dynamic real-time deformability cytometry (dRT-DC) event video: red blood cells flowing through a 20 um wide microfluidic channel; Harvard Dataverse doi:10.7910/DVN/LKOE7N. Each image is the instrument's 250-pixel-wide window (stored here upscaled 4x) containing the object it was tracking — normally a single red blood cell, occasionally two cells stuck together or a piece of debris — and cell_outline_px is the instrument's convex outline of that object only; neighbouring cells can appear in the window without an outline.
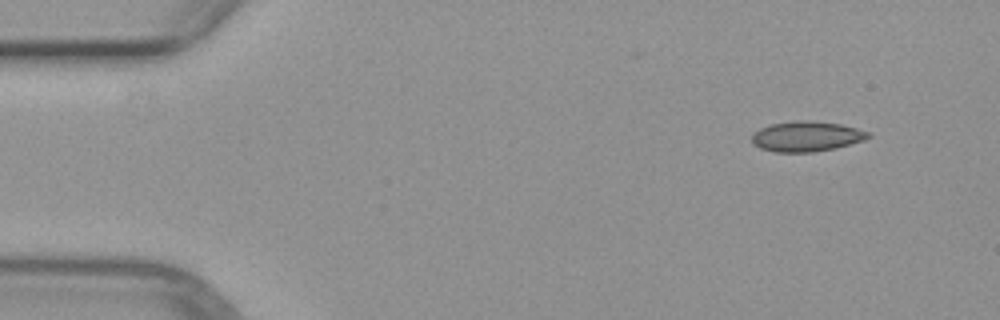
{"species": "common noctule bat (a hibernating species)", "species_latin": "Nyctalus noctula", "temperature_condition": "warm", "stored_images_in_passage": 47, "camera_frame_rate_fps": 3000, "um_per_image_px": 0.085, "animal": {"sex": "female", "body_mass_g": 29.2, "forearm_length_mm": 56.3}, "frame": {"image": 1, "passage_image": 1, "time_ms": 0.0, "image_size_px": [1000, 320], "cell_outline_px": [[872, 136], [864, 140], [836, 148], [812, 152], [776, 152], [760, 148], [752, 144], [752, 132], [760, 128], [772, 124], [800, 120], [808, 120], [840, 124], [872, 132]], "centroid_in_image_um": [68.56, 11.59], "position_along_channel_um": 16.4, "area_um2": 20.58}}
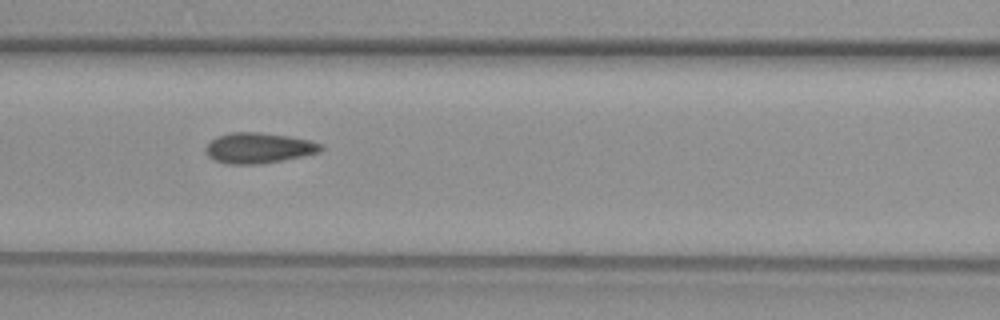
{"frame": {"image": 2, "passage_image": 18, "time_ms": 5.667, "image_size_px": [1000, 320], "cell_outline_px": [[324, 148], [320, 152], [284, 160], [256, 164], [228, 164], [216, 160], [208, 156], [204, 152], [204, 148], [216, 136], [232, 132], [260, 132], [288, 136], [312, 140], [320, 144]], "centroid_in_image_um": [21.98, 12.57], "position_along_channel_um": 144.6, "area_um2": 20.52}}
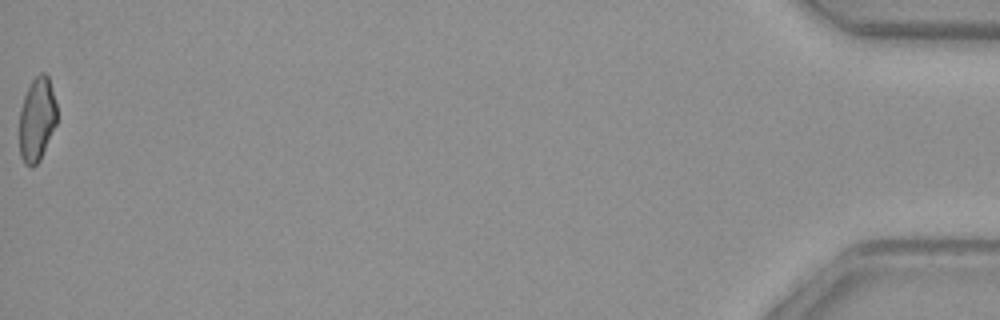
{"frame": {"image": 3, "passage_image": 47, "time_ms": 15.333, "image_size_px": [1000, 320], "cell_outline_px": [[56, 124], [40, 160], [32, 168], [24, 164], [20, 156], [20, 108], [24, 96], [32, 80], [40, 72], [44, 72], [48, 76], [56, 104]], "centroid_in_image_um": [3.13, 10.16], "position_along_channel_um": 432.1, "area_um2": 18.26}}